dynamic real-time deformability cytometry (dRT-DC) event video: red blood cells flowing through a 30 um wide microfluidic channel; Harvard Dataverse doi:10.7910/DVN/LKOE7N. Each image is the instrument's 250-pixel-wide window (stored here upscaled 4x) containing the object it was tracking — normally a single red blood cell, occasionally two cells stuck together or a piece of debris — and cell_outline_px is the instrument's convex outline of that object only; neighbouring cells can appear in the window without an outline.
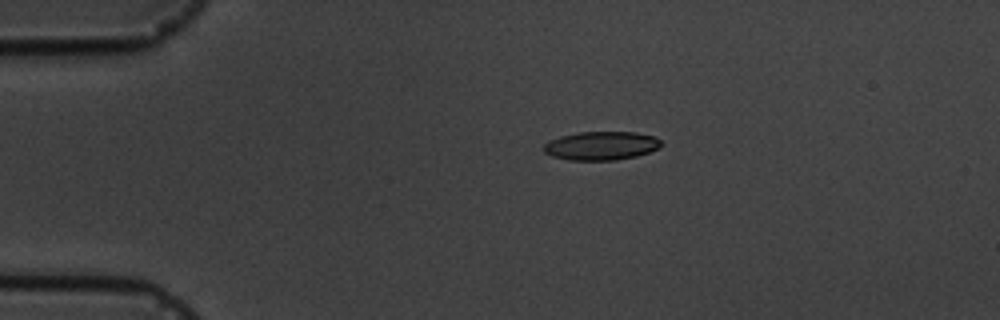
{"species": "common noctule bat (a hibernating species)", "species_latin": "Nyctalus noctula", "temperature_condition": "cold", "stored_images_in_passage": 5, "camera_frame_rate_fps": 3000, "um_per_image_px": 0.085, "animal": {"sex": "male", "body_mass_g": 19.5, "forearm_length_mm": 54.6}, "frame": {"image": 1, "passage_image": 3, "time_ms": 3.333, "image_size_px": [1000, 320], "cell_outline_px": [[664, 144], [648, 152], [636, 156], [616, 160], [568, 160], [552, 156], [544, 152], [544, 144], [560, 136], [576, 132], [636, 132], [656, 136]], "centroid_in_image_um": [51.12, 12.38], "position_along_channel_um": 33.9, "area_um2": 19.59}}
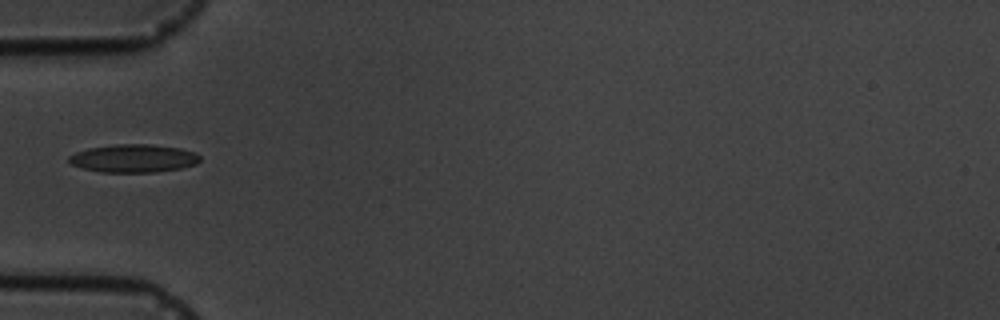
{"frame": {"image": 2, "passage_image": 5, "time_ms": 5.667, "image_size_px": [1000, 320], "cell_outline_px": [[200, 160], [196, 164], [180, 168], [156, 172], [100, 172], [80, 168], [72, 164], [68, 160], [68, 156], [76, 152], [88, 148], [116, 144], [148, 144], [180, 148], [196, 152], [200, 156]], "centroid_in_image_um": [11.34, 13.46], "position_along_channel_um": 73.7, "area_um2": 21.5}}